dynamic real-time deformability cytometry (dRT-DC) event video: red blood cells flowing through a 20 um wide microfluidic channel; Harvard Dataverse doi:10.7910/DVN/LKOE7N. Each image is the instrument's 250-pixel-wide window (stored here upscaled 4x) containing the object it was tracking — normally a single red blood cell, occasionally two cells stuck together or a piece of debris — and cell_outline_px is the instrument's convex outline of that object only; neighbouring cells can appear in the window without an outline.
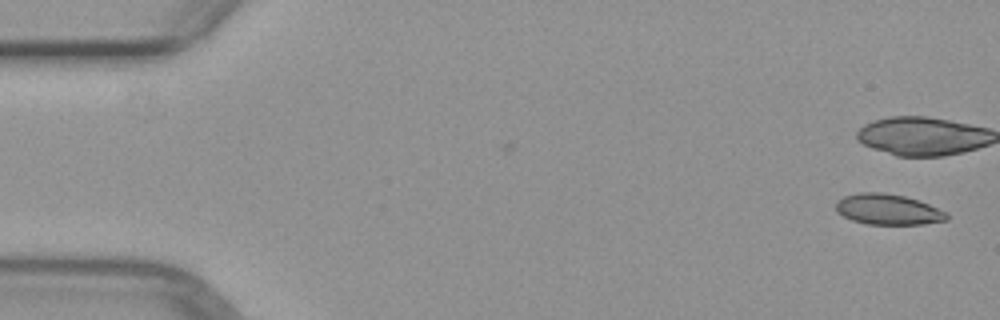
{"species": "common noctule bat (a hibernating species)", "species_latin": "Nyctalus noctula", "temperature_condition": "warm", "stored_images_in_passage": 8, "camera_frame_rate_fps": 3000, "um_per_image_px": 0.085, "animal": {"sex": "female", "body_mass_g": 29.2, "forearm_length_mm": 56.3}, "frame": {"image": 1, "passage_image": 1, "time_ms": 0.0, "image_size_px": [1000, 320], "cell_outline_px": [[948, 220], [924, 224], [868, 224], [852, 220], [836, 212], [836, 204], [844, 196], [860, 192], [884, 192], [904, 196], [920, 200], [948, 212]], "centroid_in_image_um": [75.52, 17.8], "position_along_channel_um": 9.5, "area_um2": 19.88}}
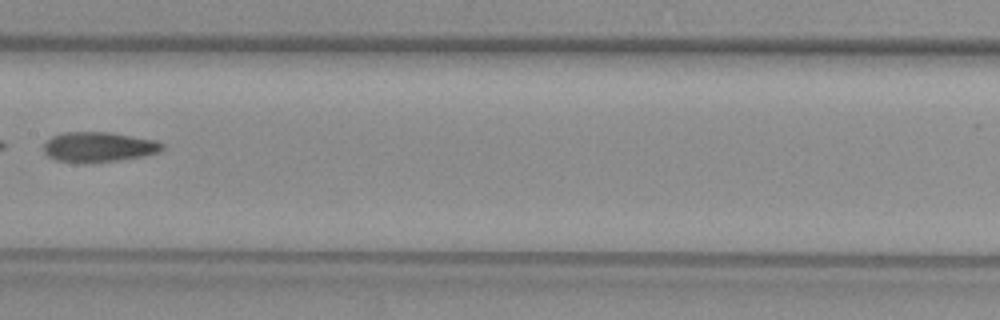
{"frame": {"image": 2, "passage_image": 7, "time_ms": 8.667, "image_size_px": [1000, 320], "cell_outline_px": [[164, 148], [160, 152], [144, 156], [88, 164], [84, 164], [56, 160], [48, 156], [44, 152], [44, 144], [52, 136], [60, 132], [112, 132], [156, 140], [164, 144]], "centroid_in_image_um": [8.39, 12.5], "position_along_channel_um": 199.0, "area_um2": 21.1}}
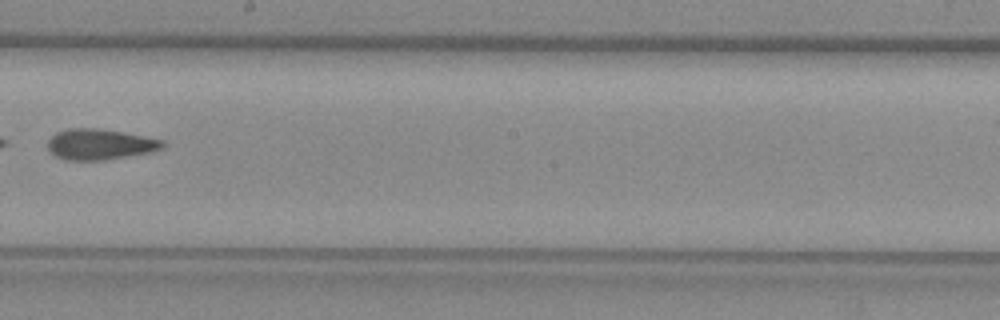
{"frame": {"image": 3, "passage_image": 8, "time_ms": 9.667, "image_size_px": [1000, 320], "cell_outline_px": [[164, 148], [152, 152], [104, 160], [64, 160], [56, 156], [48, 148], [48, 140], [56, 132], [68, 128], [100, 128], [164, 140]], "centroid_in_image_um": [8.49, 12.27], "position_along_channel_um": 239.7, "area_um2": 20.58}}